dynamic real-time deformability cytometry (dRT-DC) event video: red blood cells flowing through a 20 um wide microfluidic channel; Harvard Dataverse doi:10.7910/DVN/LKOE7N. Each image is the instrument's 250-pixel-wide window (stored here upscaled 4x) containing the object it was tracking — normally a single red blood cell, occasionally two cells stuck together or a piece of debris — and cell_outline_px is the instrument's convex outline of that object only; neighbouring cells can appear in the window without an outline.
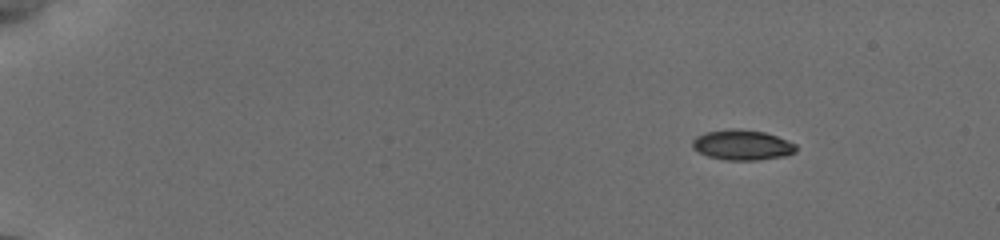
{"species": "common noctule bat (a hibernating species)", "species_latin": "Nyctalus noctula", "temperature_condition": "cold", "stored_images_in_passage": 70, "camera_frame_rate_fps": 3000, "um_per_image_px": 0.085, "animal": {"sex": "female", "body_mass_g": 19.5, "forearm_length_mm": 54.1}, "frame": {"image": 1, "passage_image": 1, "time_ms": 0.0, "image_size_px": [1000, 240], "cell_outline_px": [[796, 152], [784, 156], [756, 160], [724, 160], [708, 156], [692, 148], [692, 140], [696, 136], [708, 132], [732, 128], [764, 132], [776, 136], [796, 144]], "centroid_in_image_um": [63.08, 12.33], "position_along_channel_um": 21.9, "area_um2": 18.09}}
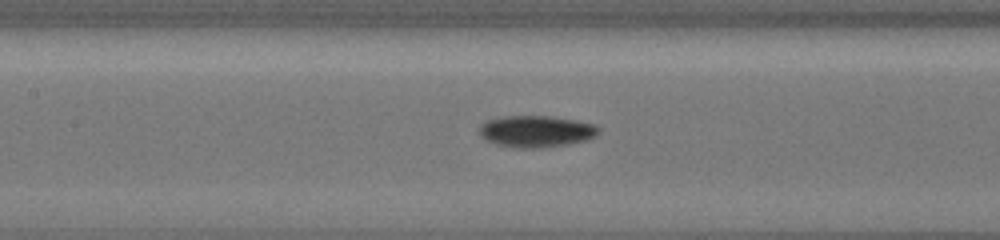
{"frame": {"image": 2, "passage_image": 29, "time_ms": 7.0, "image_size_px": [1000, 240], "cell_outline_px": [[600, 128], [596, 136], [584, 140], [568, 144], [540, 148], [512, 148], [496, 144], [484, 140], [480, 136], [480, 124], [488, 120], [504, 116], [548, 116], [572, 120], [592, 124]], "centroid_in_image_um": [45.51, 11.18], "position_along_channel_um": 161.9, "area_um2": 21.91}}
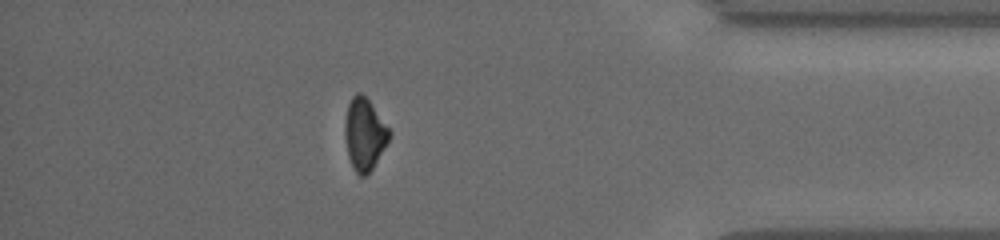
{"frame": {"image": 3, "passage_image": 61, "time_ms": 14.0, "image_size_px": [1000, 240], "cell_outline_px": [[392, 132], [388, 140], [372, 168], [364, 176], [360, 176], [356, 172], [348, 156], [344, 132], [348, 104], [352, 96], [356, 92], [360, 92], [368, 100]], "centroid_in_image_um": [30.97, 11.38], "position_along_channel_um": 404.2, "area_um2": 18.09}, "authors_computed_cell_mechanics": {"area_um2": 20.4612, "velocity_mm_per_s": 3.8408, "shape_relaxation_time_tau1_ms": 2.8538, "shape_relaxation_time_tau2_ms": 6.752, "deformation_change_tau1": 0.1189, "deformation_change_tau2": 0.0866}}